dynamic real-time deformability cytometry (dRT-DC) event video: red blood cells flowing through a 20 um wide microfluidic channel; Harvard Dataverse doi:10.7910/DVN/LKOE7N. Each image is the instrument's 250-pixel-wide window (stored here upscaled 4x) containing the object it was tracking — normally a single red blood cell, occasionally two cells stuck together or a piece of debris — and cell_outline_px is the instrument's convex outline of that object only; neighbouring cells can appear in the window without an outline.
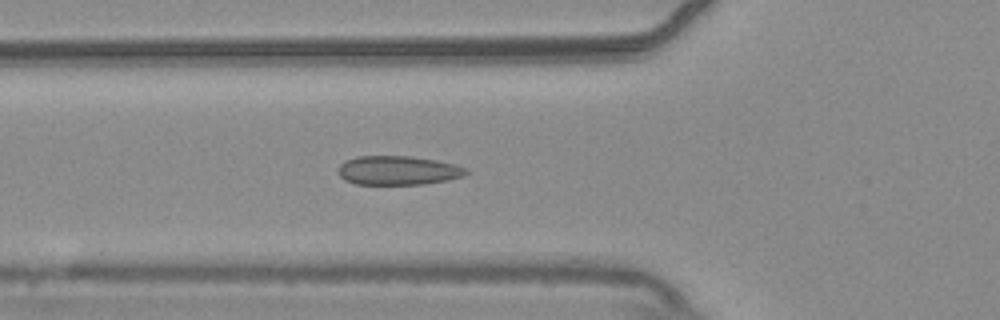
{"species": "common noctule bat (a hibernating species)", "species_latin": "Nyctalus noctula", "temperature_condition": "warm", "stored_images_in_passage": 53, "camera_frame_rate_fps": 3000, "um_per_image_px": 0.085, "animal": {"sex": "male", "body_mass_g": 20.4}, "frame": {"image": 1, "passage_image": 19, "time_ms": 6.0, "image_size_px": [1000, 320], "cell_outline_px": [[468, 172], [464, 176], [448, 180], [424, 184], [356, 184], [344, 180], [340, 176], [340, 164], [344, 160], [356, 156], [412, 156], [436, 160], [456, 164], [468, 168]], "centroid_in_image_um": [33.86, 14.48], "position_along_channel_um": 91.9, "area_um2": 21.79}}
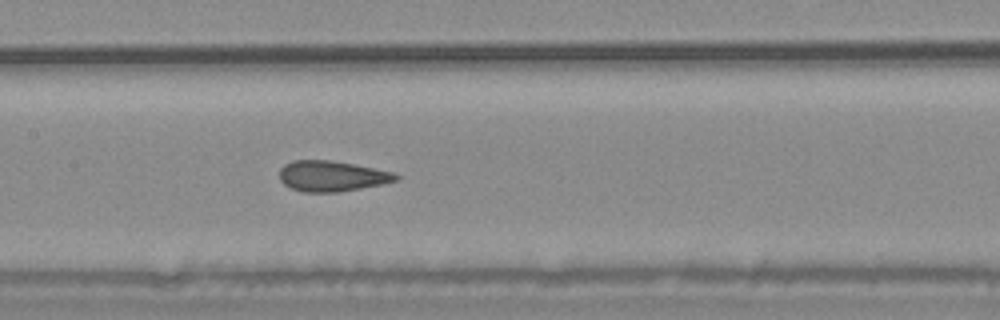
{"frame": {"image": 2, "passage_image": 26, "time_ms": 8.333, "image_size_px": [1000, 320], "cell_outline_px": [[400, 180], [360, 188], [336, 192], [304, 192], [292, 188], [284, 184], [280, 180], [280, 168], [284, 164], [292, 160], [328, 160], [352, 164], [396, 172], [400, 176]], "centroid_in_image_um": [28.22, 14.96], "position_along_channel_um": 179.2, "area_um2": 20.69}}
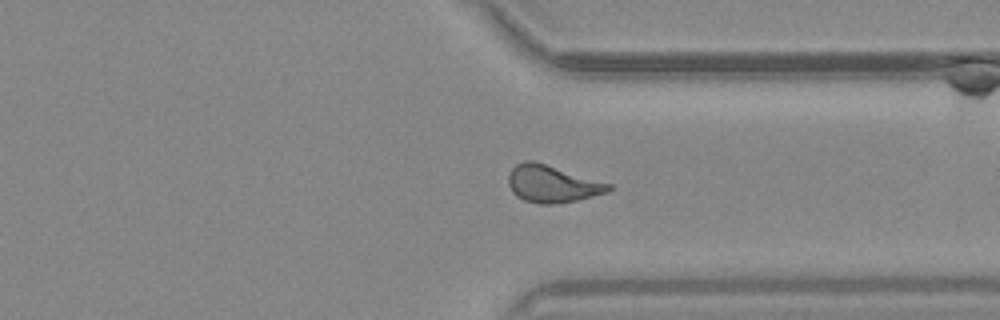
{"frame": {"image": 3, "passage_image": 41, "time_ms": 13.333, "image_size_px": [1000, 320], "cell_outline_px": [[612, 188], [608, 192], [576, 200], [552, 204], [540, 204], [524, 200], [516, 196], [512, 192], [508, 184], [508, 176], [512, 168], [516, 164], [524, 160], [532, 160], [612, 184]], "centroid_in_image_um": [46.91, 15.63], "position_along_channel_um": 364.5, "area_um2": 21.56}, "authors_computed_cell_mechanics": {"area_um2": 21.2704, "velocity_mm_per_s": 3.7093, "shape_relaxation_time_tau1_ms": null, "shape_relaxation_time_tau2_ms": 0.9393, "deformation_change_tau1": null, "deformation_change_tau2": 0.0669}}